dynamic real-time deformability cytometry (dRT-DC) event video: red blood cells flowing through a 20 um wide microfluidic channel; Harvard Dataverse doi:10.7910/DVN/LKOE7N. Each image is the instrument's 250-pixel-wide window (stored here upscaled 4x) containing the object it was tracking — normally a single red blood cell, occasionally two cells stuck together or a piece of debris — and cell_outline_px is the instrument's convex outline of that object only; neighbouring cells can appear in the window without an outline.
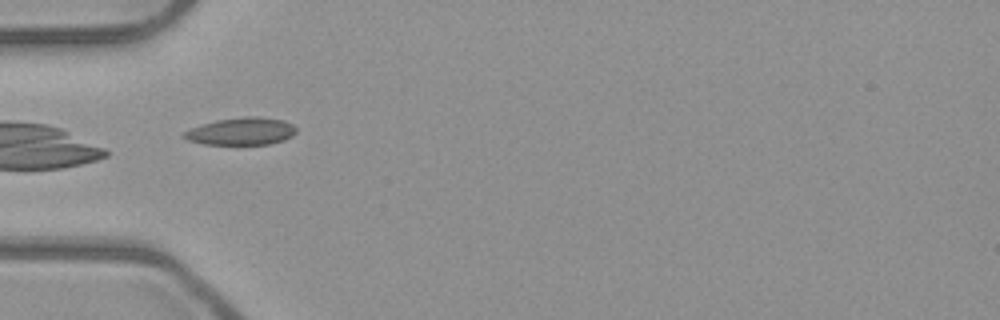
{"species": "common noctule bat (a hibernating species)", "species_latin": "Nyctalus noctula", "temperature_condition": "room temperature", "stored_images_in_passage": 4, "camera_frame_rate_fps": 3000, "um_per_image_px": 0.085, "animal": {"sex": "male", "body_mass_g": 23.1, "forearm_length_mm": 52.7}, "frame": {"image": 1, "passage_image": 4, "time_ms": 1.0, "image_size_px": [1000, 320], "cell_outline_px": [[296, 132], [292, 136], [284, 140], [268, 144], [204, 144], [188, 140], [180, 136], [184, 132], [192, 128], [216, 120], [244, 116], [256, 116], [284, 120], [292, 124], [296, 128]], "centroid_in_image_um": [20.53, 11.16], "position_along_channel_um": 64.5, "area_um2": 17.86}}